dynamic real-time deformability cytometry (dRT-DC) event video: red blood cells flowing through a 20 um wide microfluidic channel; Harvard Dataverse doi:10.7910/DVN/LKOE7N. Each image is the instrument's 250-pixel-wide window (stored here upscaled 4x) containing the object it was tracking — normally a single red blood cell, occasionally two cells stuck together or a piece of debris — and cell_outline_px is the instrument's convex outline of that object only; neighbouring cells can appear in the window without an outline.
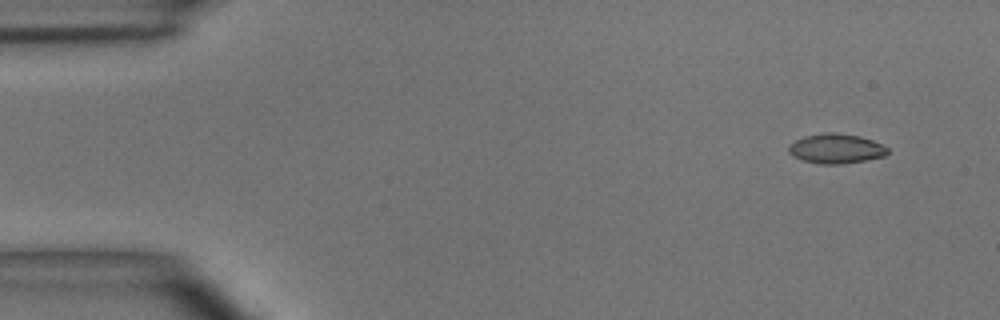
{"species": "common noctule bat (a hibernating species)", "species_latin": "Nyctalus noctula", "temperature_condition": "room temperature", "stored_images_in_passage": 4, "camera_frame_rate_fps": 3000, "um_per_image_px": 0.085, "animal": {"sex": "male", "body_mass_g": 15.6}, "frame": {"image": 1, "passage_image": 1, "time_ms": 0.0, "image_size_px": [1000, 320], "cell_outline_px": [[888, 152], [884, 156], [864, 160], [840, 164], [820, 164], [804, 160], [792, 156], [788, 152], [788, 144], [804, 136], [824, 132], [836, 132], [860, 136], [872, 140], [888, 148]], "centroid_in_image_um": [71.02, 12.62], "position_along_channel_um": 14.0, "area_um2": 17.11}}
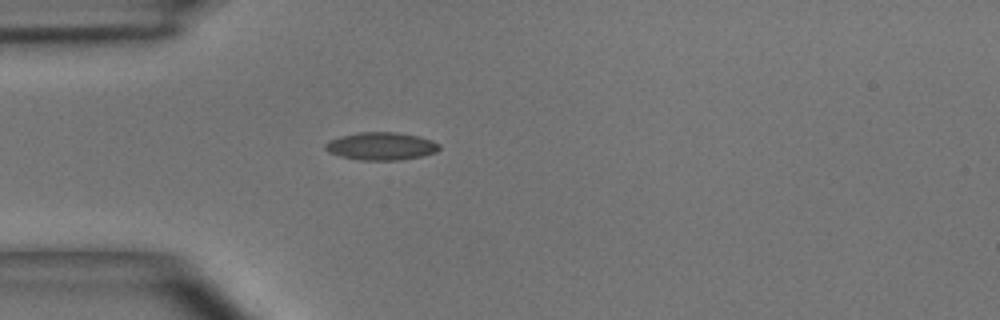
{"frame": {"image": 2, "passage_image": 4, "time_ms": 1.0, "image_size_px": [1000, 320], "cell_outline_px": [[440, 148], [436, 152], [420, 156], [400, 160], [360, 160], [340, 156], [328, 152], [324, 148], [324, 144], [328, 140], [340, 136], [360, 132], [396, 132], [420, 136], [432, 140], [440, 144]], "centroid_in_image_um": [32.38, 12.42], "position_along_channel_um": 52.6, "area_um2": 18.55}}